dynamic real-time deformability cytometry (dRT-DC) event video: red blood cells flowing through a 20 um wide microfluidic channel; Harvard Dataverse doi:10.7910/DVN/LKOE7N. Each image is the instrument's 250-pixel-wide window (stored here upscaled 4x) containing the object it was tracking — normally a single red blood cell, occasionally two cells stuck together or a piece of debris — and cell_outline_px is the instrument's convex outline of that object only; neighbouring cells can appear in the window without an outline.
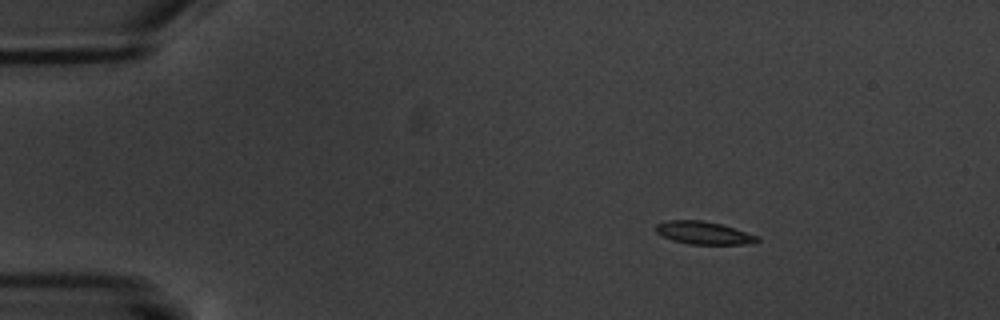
{"species": "common noctule bat (a hibernating species)", "species_latin": "Nyctalus noctula", "temperature_condition": "warm", "stored_images_in_passage": 10, "camera_frame_rate_fps": 3000, "um_per_image_px": 0.085, "animal": {"sex": "male", "body_mass_g": 20.1, "forearm_length_mm": 53.5}, "frame": {"image": 1, "passage_image": 1, "time_ms": 0.0, "image_size_px": [1000, 320], "cell_outline_px": [[760, 240], [744, 244], [688, 244], [672, 240], [656, 232], [652, 228], [656, 224], [664, 220], [700, 220], [720, 224], [760, 236]], "centroid_in_image_um": [59.75, 19.79], "position_along_channel_um": 25.2, "area_um2": 13.47}}
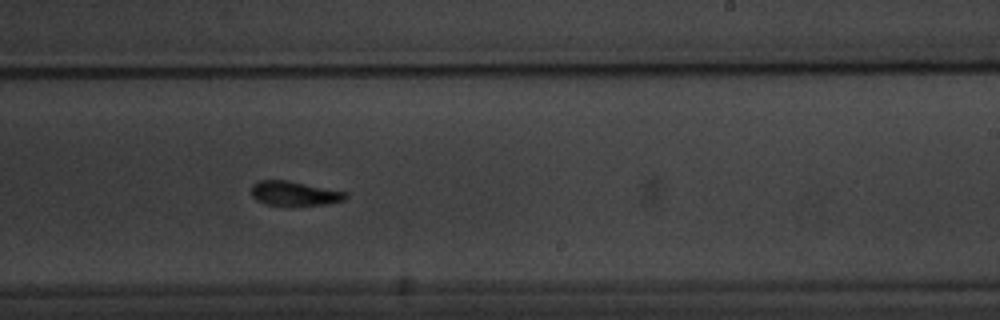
{"frame": {"image": 2, "passage_image": 9, "time_ms": 9.333, "image_size_px": [1000, 320], "cell_outline_px": [[348, 196], [344, 200], [324, 204], [292, 208], [264, 204], [256, 200], [252, 196], [252, 184], [260, 180], [288, 180], [348, 192]], "centroid_in_image_um": [25.02, 16.48], "position_along_channel_um": 264.0, "area_um2": 14.05}}
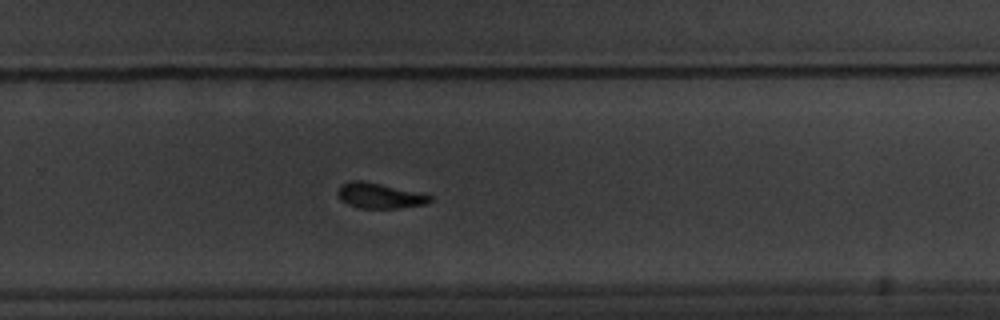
{"frame": {"image": 3, "passage_image": 10, "time_ms": 10.333, "image_size_px": [1000, 320], "cell_outline_px": [[432, 200], [428, 204], [400, 208], [356, 208], [340, 200], [336, 192], [340, 184], [352, 180], [360, 180], [380, 184], [432, 196]], "centroid_in_image_um": [32.2, 16.64], "position_along_channel_um": 297.6, "area_um2": 13.58}}